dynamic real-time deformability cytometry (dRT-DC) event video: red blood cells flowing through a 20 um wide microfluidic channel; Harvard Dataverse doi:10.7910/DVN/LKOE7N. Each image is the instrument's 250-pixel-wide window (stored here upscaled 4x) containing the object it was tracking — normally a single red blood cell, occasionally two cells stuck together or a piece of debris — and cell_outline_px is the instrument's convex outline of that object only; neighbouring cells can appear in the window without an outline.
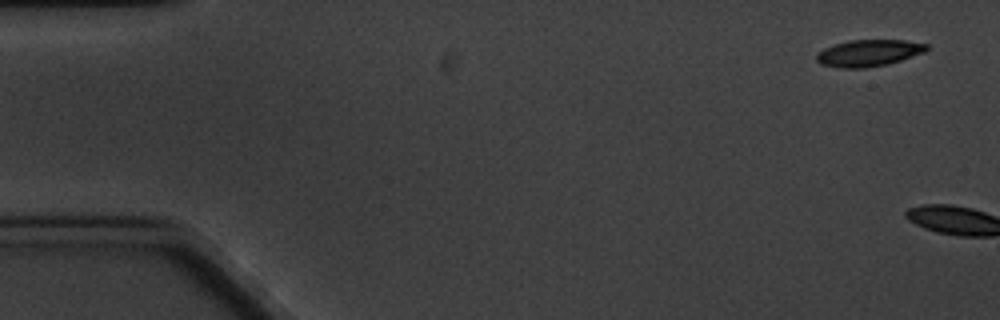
{"species": "common noctule bat (a hibernating species)", "species_latin": "Nyctalus noctula", "temperature_condition": "cold", "stored_images_in_passage": 2, "camera_frame_rate_fps": 3000, "um_per_image_px": 0.085, "animal": {"sex": "male", "body_mass_g": 20.1, "forearm_length_mm": 53.5}, "frame": {"image": 1, "passage_image": 1, "time_ms": 0.0, "image_size_px": [1000, 320], "cell_outline_px": [[928, 48], [924, 52], [888, 64], [864, 68], [840, 68], [820, 64], [816, 60], [816, 52], [824, 48], [848, 40], [904, 40], [928, 44]], "centroid_in_image_um": [73.8, 4.51], "position_along_channel_um": 11.2, "area_um2": 17.11}}